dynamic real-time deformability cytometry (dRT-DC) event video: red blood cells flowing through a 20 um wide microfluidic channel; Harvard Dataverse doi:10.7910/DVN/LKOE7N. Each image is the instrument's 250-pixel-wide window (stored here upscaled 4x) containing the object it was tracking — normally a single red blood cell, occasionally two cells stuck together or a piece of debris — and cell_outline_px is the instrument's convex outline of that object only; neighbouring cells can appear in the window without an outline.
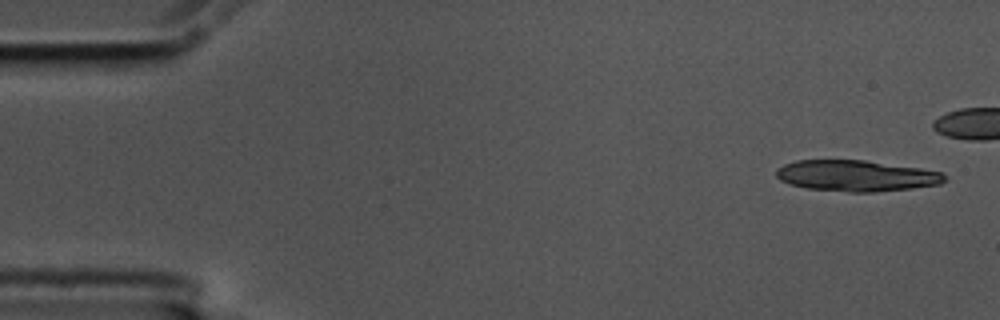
{"species": "common noctule bat (a hibernating species)", "species_latin": "Nyctalus noctula", "temperature_condition": "cold", "stored_images_in_passage": 14, "camera_frame_rate_fps": 3000, "um_per_image_px": 0.085, "animal": {"sex": "male", "body_mass_g": 17.5, "forearm_length_mm": 52.3}, "frame": {"image": 1, "passage_image": 1, "time_ms": 0.0, "image_size_px": [1000, 320], "cell_outline_px": [[944, 180], [940, 184], [912, 188], [872, 192], [848, 192], [808, 188], [788, 184], [780, 180], [776, 176], [776, 168], [784, 164], [796, 160], [864, 160], [920, 168], [944, 172]], "centroid_in_image_um": [72.75, 14.93], "position_along_channel_um": 12.3, "area_um2": 30.46}}